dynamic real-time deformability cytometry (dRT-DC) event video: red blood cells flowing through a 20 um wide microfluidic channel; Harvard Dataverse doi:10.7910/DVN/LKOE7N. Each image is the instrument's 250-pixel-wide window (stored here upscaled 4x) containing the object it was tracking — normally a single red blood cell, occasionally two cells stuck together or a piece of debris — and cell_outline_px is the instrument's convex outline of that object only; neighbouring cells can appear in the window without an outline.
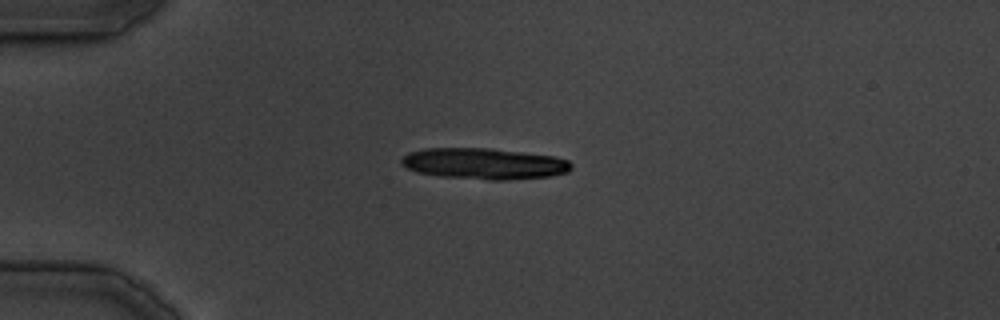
{"species": "common noctule bat (a hibernating species)", "species_latin": "Nyctalus noctula", "temperature_condition": "cold", "stored_images_in_passage": 14, "camera_frame_rate_fps": 3000, "um_per_image_px": 0.085, "animal": {"sex": "male", "body_mass_g": 19.5, "forearm_length_mm": 54.6}, "frame": {"image": 1, "passage_image": 1, "time_ms": 0.0, "image_size_px": [1000, 320], "cell_outline_px": [[572, 168], [568, 172], [552, 176], [508, 180], [488, 180], [440, 176], [416, 172], [400, 164], [400, 160], [408, 152], [424, 148], [492, 148], [556, 156], [568, 160], [572, 164]], "centroid_in_image_um": [41.17, 13.91], "position_along_channel_um": 43.8, "area_um2": 31.21}}